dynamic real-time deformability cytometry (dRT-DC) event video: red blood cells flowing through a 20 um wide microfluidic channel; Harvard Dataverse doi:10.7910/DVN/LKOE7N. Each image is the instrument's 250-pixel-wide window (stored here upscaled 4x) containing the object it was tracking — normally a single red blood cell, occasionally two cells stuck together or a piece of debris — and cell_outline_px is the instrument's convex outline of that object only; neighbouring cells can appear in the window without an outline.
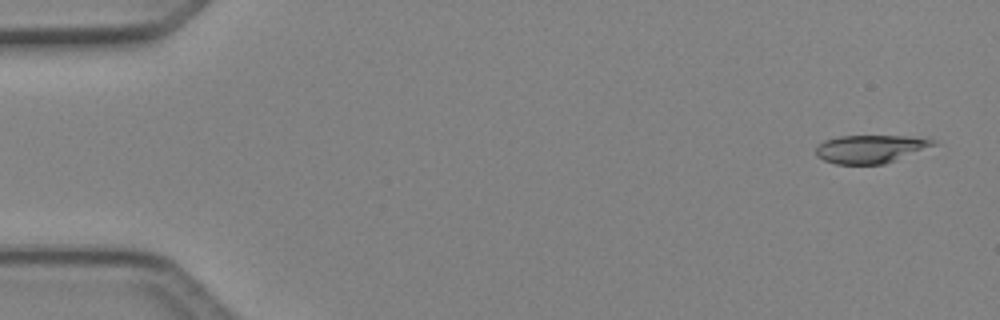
{"species": "Egyptian fruit bat (a non-hibernating species)", "species_latin": "Rousettus aegyptiacus", "temperature_condition": "cold", "stored_images_in_passage": 5, "camera_frame_rate_fps": 3000, "um_per_image_px": 0.085, "animal": {"sex": "female"}, "frame": {"image": 1, "passage_image": 1, "time_ms": 0.0, "image_size_px": [1000, 320], "cell_outline_px": [[936, 144], [884, 164], [836, 164], [824, 160], [816, 156], [816, 148], [824, 140], [840, 136], [908, 136], [932, 140]], "centroid_in_image_um": [73.91, 12.66], "position_along_channel_um": 11.1, "area_um2": 18.79}}